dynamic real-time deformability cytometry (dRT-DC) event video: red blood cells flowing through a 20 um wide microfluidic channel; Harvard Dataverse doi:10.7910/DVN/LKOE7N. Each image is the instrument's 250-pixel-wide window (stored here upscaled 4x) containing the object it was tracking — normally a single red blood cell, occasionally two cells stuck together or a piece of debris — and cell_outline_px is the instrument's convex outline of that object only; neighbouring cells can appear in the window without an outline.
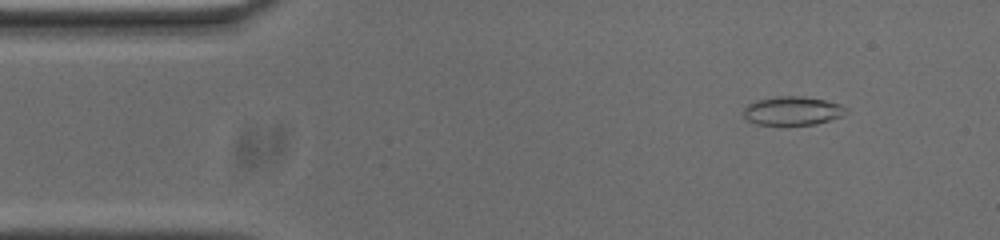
{"species": "common noctule bat (a hibernating species)", "species_latin": "Nyctalus noctula", "temperature_condition": "cold", "stored_images_in_passage": 53, "camera_frame_rate_fps": 3000, "um_per_image_px": 0.085, "animal": {"sex": "male", "body_mass_g": 20.0, "forearm_length_mm": 53.3}, "frame": {"image": 1, "passage_image": 6, "time_ms": 1.667, "image_size_px": [1000, 240], "cell_outline_px": [[848, 108], [840, 116], [816, 124], [756, 124], [748, 120], [744, 116], [744, 108], [748, 104], [756, 100], [780, 96], [804, 96], [824, 100], [840, 104]], "centroid_in_image_um": [67.34, 9.4], "position_along_channel_um": 17.7, "area_um2": 16.82}}
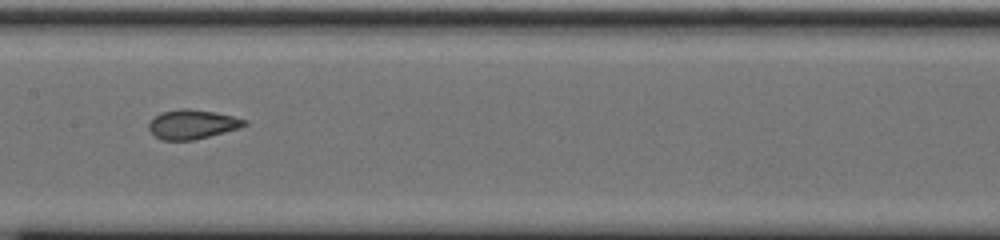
{"frame": {"image": 2, "passage_image": 26, "time_ms": 8.333, "image_size_px": [1000, 240], "cell_outline_px": [[248, 124], [240, 128], [196, 140], [160, 140], [148, 128], [148, 124], [152, 116], [160, 112], [180, 108], [188, 108], [216, 112], [248, 120]], "centroid_in_image_um": [16.34, 10.56], "position_along_channel_um": 191.1, "area_um2": 16.65}}
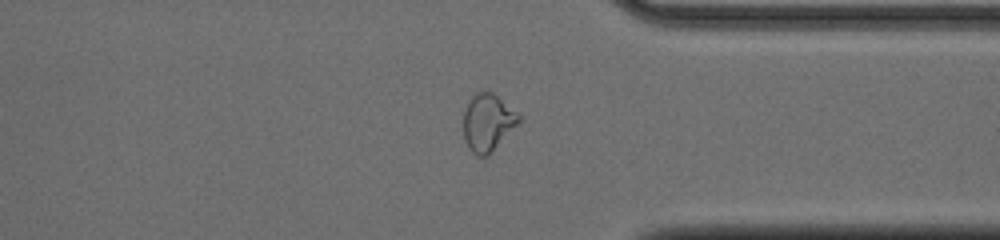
{"frame": {"image": 3, "passage_image": 41, "time_ms": 13.333, "image_size_px": [1000, 240], "cell_outline_px": [[520, 124], [488, 156], [476, 156], [468, 148], [464, 140], [464, 112], [468, 100], [476, 92], [492, 92], [516, 112], [520, 116]], "centroid_in_image_um": [41.46, 10.45], "position_along_channel_um": 369.9, "area_um2": 18.61}, "authors_computed_cell_mechanics": {"area_um2": 16.9932, "velocity_mm_per_s": 3.6867, "shape_relaxation_time_tau1_ms": null, "shape_relaxation_time_tau2_ms": 1.1705, "deformation_change_tau1": null, "deformation_change_tau2": 0.0683}}